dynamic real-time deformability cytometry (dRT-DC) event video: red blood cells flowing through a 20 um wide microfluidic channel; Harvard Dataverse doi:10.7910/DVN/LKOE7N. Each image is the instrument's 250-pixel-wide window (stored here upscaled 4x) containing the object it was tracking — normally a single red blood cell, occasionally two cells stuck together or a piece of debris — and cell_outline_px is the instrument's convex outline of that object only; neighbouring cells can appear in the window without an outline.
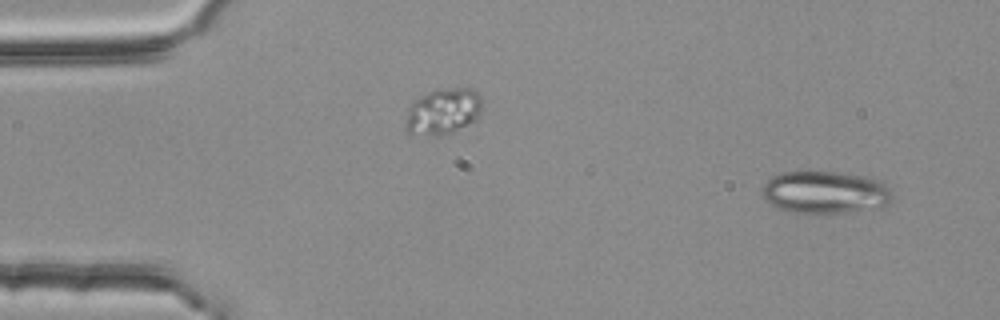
{"species": "common noctule bat (a hibernating species)", "species_latin": "Nyctalus noctula", "temperature_condition": "room temperature", "stored_images_in_passage": 4, "camera_frame_rate_fps": 3000, "um_per_image_px": 0.085, "animal": {"sex": "female", "body_mass_g": 25.1}, "frame": {"image": 1, "passage_image": 1, "time_ms": 0.0, "image_size_px": [1000, 320], "cell_outline_px": [[892, 200], [884, 208], [844, 212], [784, 212], [768, 204], [760, 196], [760, 188], [772, 176], [780, 172], [836, 172], [872, 176], [884, 180], [892, 188]], "centroid_in_image_um": [70.17, 16.34], "position_along_channel_um": 14.8, "area_um2": 33.23}}